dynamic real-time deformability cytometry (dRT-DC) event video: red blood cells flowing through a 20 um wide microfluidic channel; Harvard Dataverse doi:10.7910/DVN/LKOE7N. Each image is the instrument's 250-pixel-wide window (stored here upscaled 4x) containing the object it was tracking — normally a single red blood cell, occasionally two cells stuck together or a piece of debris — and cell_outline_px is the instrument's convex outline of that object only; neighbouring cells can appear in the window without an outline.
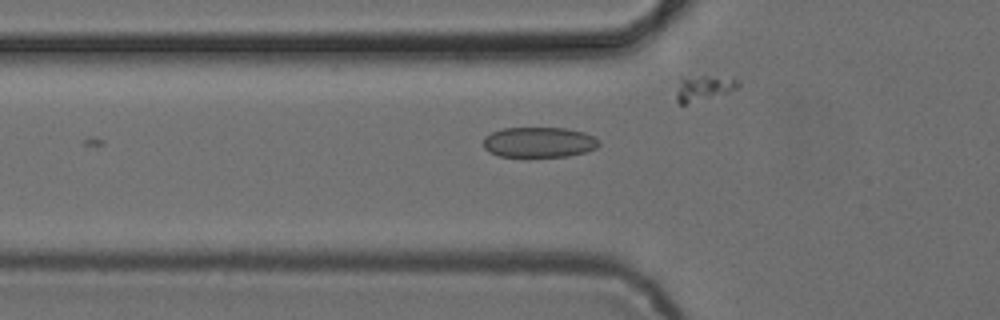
{"species": "common noctule bat (a hibernating species)", "species_latin": "Nyctalus noctula", "temperature_condition": "cold", "stored_images_in_passage": 23, "camera_frame_rate_fps": 3000, "um_per_image_px": 0.085, "animal": {"sex": "female", "body_mass_g": 24.6, "forearm_length_mm": 56.2}, "frame": {"image": 1, "passage_image": 2, "time_ms": 0.333, "image_size_px": [1000, 320], "cell_outline_px": [[600, 144], [596, 148], [584, 152], [568, 156], [500, 156], [488, 152], [484, 148], [484, 136], [492, 132], [504, 128], [564, 128], [584, 132], [600, 140]], "centroid_in_image_um": [45.81, 12.08], "position_along_channel_um": 80.0, "area_um2": 20.35}}
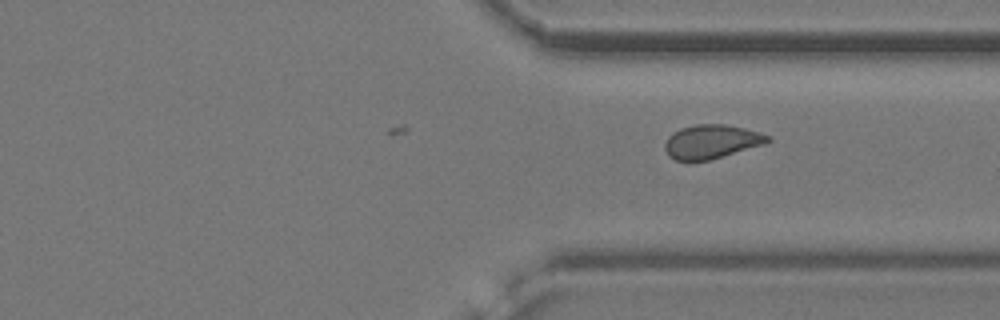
{"frame": {"image": 2, "passage_image": 23, "time_ms": 7.333, "image_size_px": [1000, 320], "cell_outline_px": [[772, 140], [764, 144], [708, 160], [676, 160], [668, 156], [664, 148], [664, 144], [668, 136], [672, 132], [680, 128], [696, 124], [724, 124], [744, 128], [760, 132], [772, 136]], "centroid_in_image_um": [60.47, 12.02], "position_along_channel_um": 350.9, "area_um2": 20.29}}